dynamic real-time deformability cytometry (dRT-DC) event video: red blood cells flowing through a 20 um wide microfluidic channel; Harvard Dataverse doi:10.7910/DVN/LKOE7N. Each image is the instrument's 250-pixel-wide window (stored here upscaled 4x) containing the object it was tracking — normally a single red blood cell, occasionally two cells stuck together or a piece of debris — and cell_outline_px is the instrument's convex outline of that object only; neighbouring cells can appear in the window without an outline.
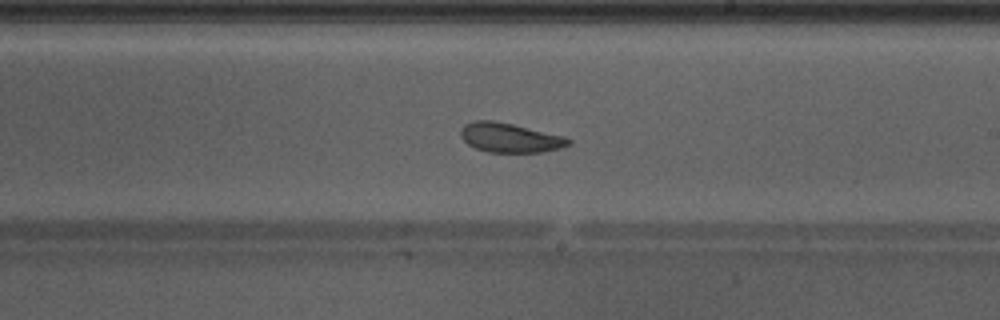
{"species": "Egyptian fruit bat (a non-hibernating species)", "species_latin": "Rousettus aegyptiacus", "temperature_condition": "warm", "stored_images_in_passage": 51, "camera_frame_rate_fps": 3000, "um_per_image_px": 0.085, "animal": {"sex": "male"}, "frame": {"image": 1, "passage_image": 30, "time_ms": 9.667, "image_size_px": [1000, 320], "cell_outline_px": [[572, 144], [560, 148], [540, 152], [488, 152], [476, 148], [468, 144], [460, 136], [460, 128], [464, 124], [472, 120], [492, 120], [512, 124], [564, 136], [572, 140]], "centroid_in_image_um": [43.32, 11.7], "position_along_channel_um": 245.7, "area_um2": 18.5}, "authors_computed_cell_mechanics": {"area_um2": 21.386, "velocity_mm_per_s": 4.2519, "shape_relaxation_time_tau1_ms": 9.2686, "shape_relaxation_time_tau2_ms": 2.152, "deformation_change_tau1": 0.1403, "deformation_change_tau2": 0.0789}}